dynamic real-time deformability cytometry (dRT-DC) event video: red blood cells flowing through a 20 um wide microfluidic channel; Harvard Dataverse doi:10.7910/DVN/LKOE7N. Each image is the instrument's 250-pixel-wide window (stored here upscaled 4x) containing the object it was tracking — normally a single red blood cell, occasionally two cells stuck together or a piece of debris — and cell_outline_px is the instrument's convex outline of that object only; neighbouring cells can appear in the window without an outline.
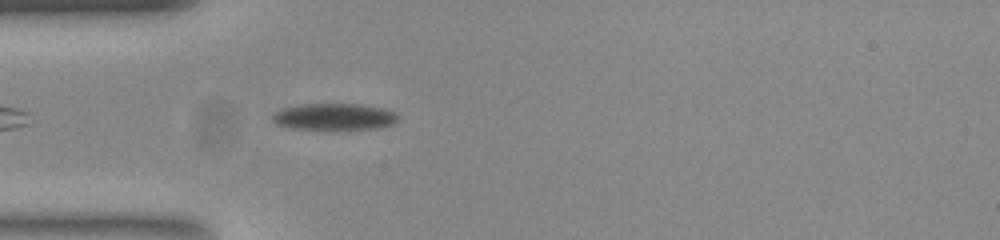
{"species": "common noctule bat (a hibernating species)", "species_latin": "Nyctalus noctula", "temperature_condition": "room temperature", "stored_images_in_passage": 44, "camera_frame_rate_fps": 3000, "um_per_image_px": 0.085, "animal": {"sex": "female", "body_mass_g": 23.0, "forearm_length_mm": 53.4}, "frame": {"image": 1, "passage_image": 4, "time_ms": 1.0, "image_size_px": [1000, 240], "cell_outline_px": [[400, 120], [392, 124], [380, 128], [292, 128], [276, 124], [272, 120], [272, 116], [276, 112], [284, 108], [300, 104], [360, 104], [384, 108], [396, 112], [400, 116]], "centroid_in_image_um": [28.48, 9.9], "position_along_channel_um": 56.5, "area_um2": 19.25}}
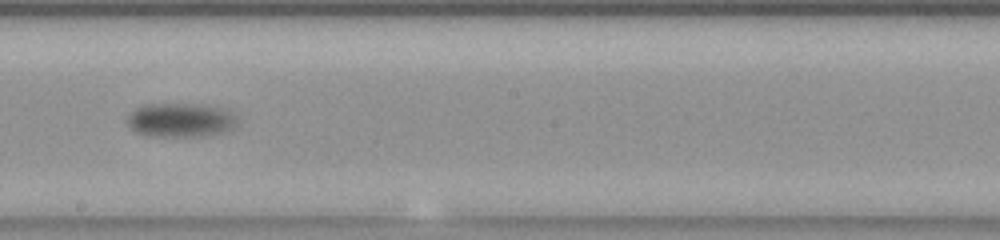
{"frame": {"image": 2, "passage_image": 19, "time_ms": 6.0, "image_size_px": [1000, 240], "cell_outline_px": [[236, 124], [232, 128], [224, 132], [204, 136], [148, 136], [136, 132], [128, 128], [128, 116], [140, 104], [208, 104], [224, 108], [232, 112], [236, 116]], "centroid_in_image_um": [15.35, 10.19], "position_along_channel_um": 232.8, "area_um2": 22.14}}
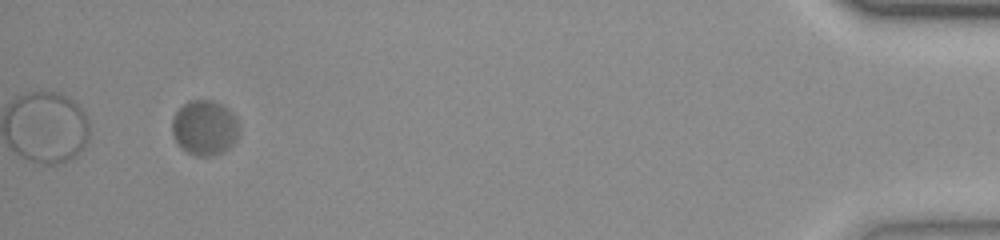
{"frame": {"image": 3, "passage_image": 41, "time_ms": 13.333, "image_size_px": [1000, 240], "cell_outline_px": [[240, 132], [236, 140], [224, 152], [208, 156], [196, 156], [180, 148], [176, 144], [172, 132], [172, 120], [176, 112], [188, 100], [212, 100], [228, 108], [232, 112], [240, 128]], "centroid_in_image_um": [17.39, 10.87], "position_along_channel_um": 417.8, "area_um2": 21.68}, "authors_computed_cell_mechanics": {"area_um2": 21.3571, "velocity_mm_per_s": 3.6088, "shape_relaxation_time_tau1_ms": 3.9706, "shape_relaxation_time_tau2_ms": null, "deformation_change_tau1": 0.1225, "deformation_change_tau2": null}}